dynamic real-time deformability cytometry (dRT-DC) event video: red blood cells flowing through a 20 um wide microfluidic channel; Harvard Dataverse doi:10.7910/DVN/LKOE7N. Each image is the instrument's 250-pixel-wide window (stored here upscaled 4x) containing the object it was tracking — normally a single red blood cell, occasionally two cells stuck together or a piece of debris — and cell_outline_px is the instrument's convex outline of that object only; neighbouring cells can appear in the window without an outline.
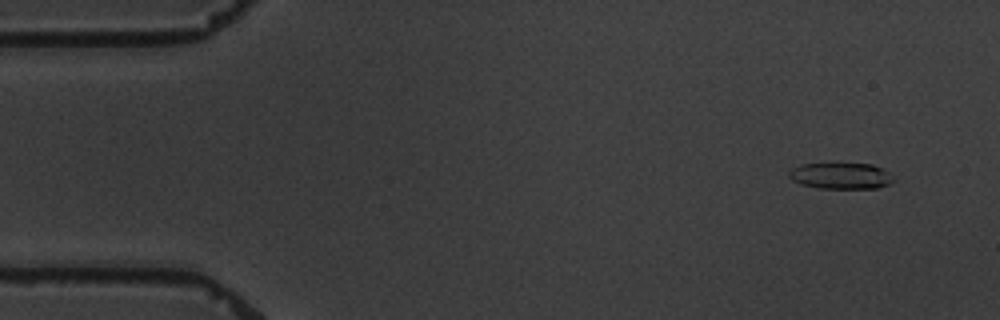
{"species": "common noctule bat (a hibernating species)", "species_latin": "Nyctalus noctula", "temperature_condition": "warm", "stored_images_in_passage": 6, "camera_frame_rate_fps": 3000, "um_per_image_px": 0.085, "animal": {"sex": "male", "body_mass_g": 19.5, "forearm_length_mm": 54.6}, "frame": {"image": 1, "passage_image": 2, "time_ms": 1.0, "image_size_px": [1000, 320], "cell_outline_px": [[896, 180], [888, 184], [876, 188], [820, 188], [800, 184], [792, 180], [788, 176], [788, 172], [792, 168], [800, 164], [836, 160], [872, 164], [888, 172]], "centroid_in_image_um": [71.42, 14.88], "position_along_channel_um": 13.6, "area_um2": 16.88}}
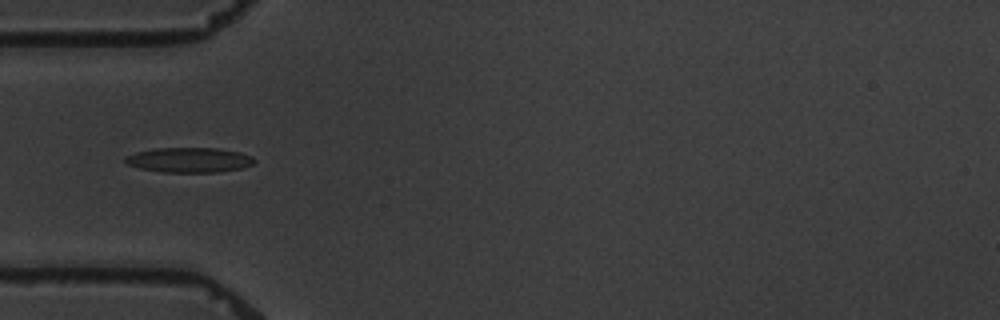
{"frame": {"image": 2, "passage_image": 6, "time_ms": 5.667, "image_size_px": [1000, 320], "cell_outline_px": [[256, 160], [252, 164], [244, 168], [220, 172], [164, 172], [140, 168], [124, 164], [124, 156], [136, 152], [156, 148], [220, 148], [240, 152], [252, 156]], "centroid_in_image_um": [16.08, 13.59], "position_along_channel_um": 68.9, "area_um2": 18.96}}